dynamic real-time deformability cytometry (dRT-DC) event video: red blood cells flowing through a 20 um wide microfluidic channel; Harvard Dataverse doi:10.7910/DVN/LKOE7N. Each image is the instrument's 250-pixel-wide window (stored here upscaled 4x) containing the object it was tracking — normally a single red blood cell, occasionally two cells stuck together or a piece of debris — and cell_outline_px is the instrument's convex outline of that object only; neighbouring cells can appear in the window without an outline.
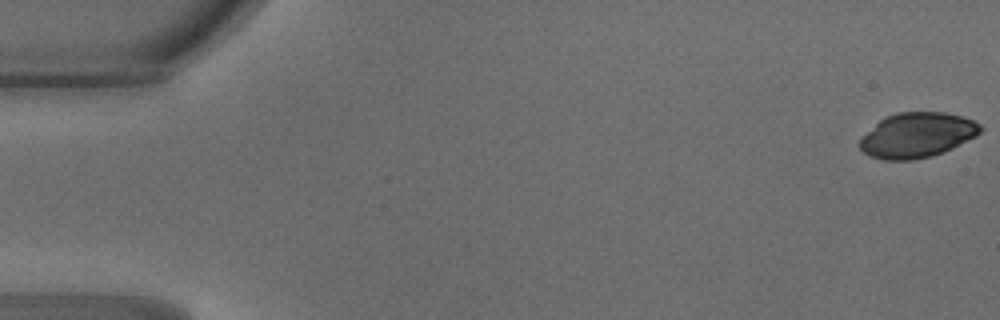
{"species": "common noctule bat (a hibernating species)", "species_latin": "Nyctalus noctula", "temperature_condition": "warm", "stored_images_in_passage": 12, "camera_frame_rate_fps": 3000, "um_per_image_px": 0.085, "animal": {"sex": "male", "body_mass_g": 18.8}, "frame": {"image": 1, "passage_image": 1, "time_ms": 0.0, "image_size_px": [1000, 320], "cell_outline_px": [[984, 128], [976, 136], [952, 148], [932, 156], [912, 160], [884, 160], [872, 156], [864, 152], [860, 148], [860, 136], [884, 116], [896, 112], [944, 112], [964, 116], [980, 124]], "centroid_in_image_um": [77.94, 11.47], "position_along_channel_um": 7.1, "area_um2": 31.79}}